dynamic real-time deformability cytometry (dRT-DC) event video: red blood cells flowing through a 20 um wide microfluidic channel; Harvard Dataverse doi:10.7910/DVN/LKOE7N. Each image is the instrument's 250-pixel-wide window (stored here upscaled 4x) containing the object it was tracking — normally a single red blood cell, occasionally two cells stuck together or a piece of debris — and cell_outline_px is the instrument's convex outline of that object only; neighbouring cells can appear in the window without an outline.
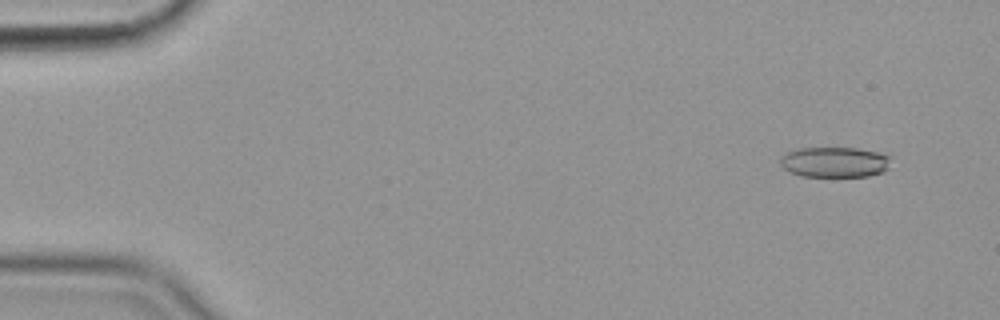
{"species": "common noctule bat (a hibernating species)", "species_latin": "Nyctalus noctula", "temperature_condition": "cold", "stored_images_in_passage": 55, "camera_frame_rate_fps": 3000, "um_per_image_px": 0.085, "animal": {"sex": "female", "body_mass_g": 19.9}, "frame": {"image": 1, "passage_image": 3, "time_ms": 0.667, "image_size_px": [1000, 320], "cell_outline_px": [[892, 156], [888, 168], [884, 172], [868, 176], [804, 176], [792, 172], [784, 168], [780, 164], [780, 160], [788, 152], [800, 148], [856, 148], [876, 152]], "centroid_in_image_um": [71.0, 13.78], "position_along_channel_um": 14.0, "area_um2": 19.42}}
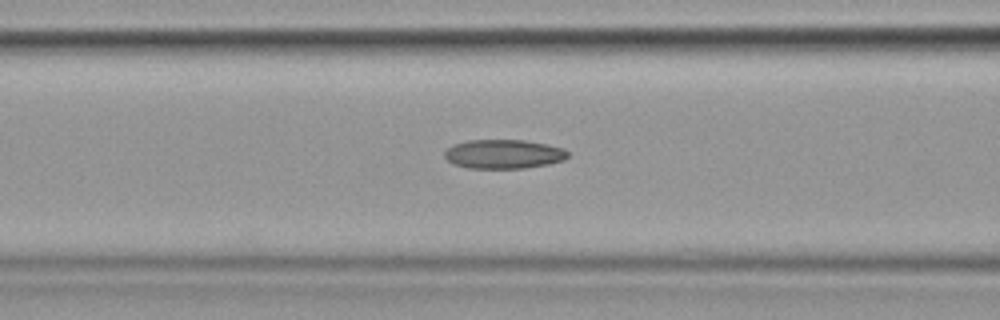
{"frame": {"image": 2, "passage_image": 22, "time_ms": 7.0, "image_size_px": [1000, 320], "cell_outline_px": [[568, 156], [564, 160], [548, 164], [524, 168], [468, 168], [456, 164], [448, 160], [444, 156], [444, 152], [448, 148], [456, 144], [468, 140], [524, 140], [564, 148], [568, 152]], "centroid_in_image_um": [42.83, 13.09], "position_along_channel_um": 123.8, "area_um2": 20.69}}
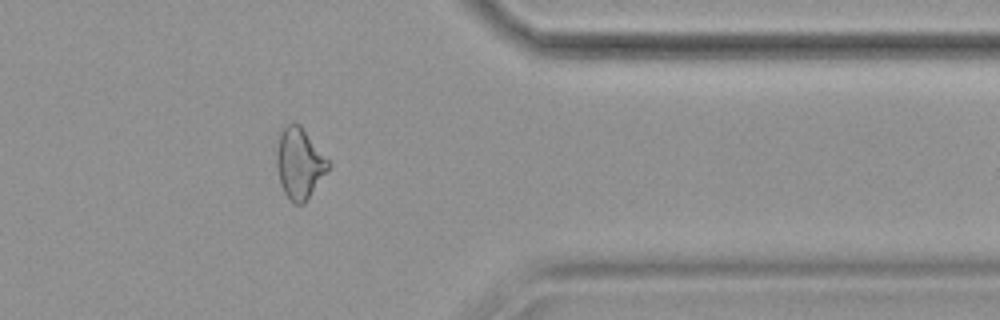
{"frame": {"image": 3, "passage_image": 45, "time_ms": 14.667, "image_size_px": [1000, 320], "cell_outline_px": [[332, 164], [304, 204], [296, 204], [284, 192], [280, 184], [276, 164], [276, 152], [280, 132], [292, 120], [300, 124]], "centroid_in_image_um": [25.45, 13.85], "position_along_channel_um": 385.9, "area_um2": 21.27}, "authors_computed_cell_mechanics": {"area_um2": 20.7502, "velocity_mm_per_s": 3.5861, "shape_relaxation_time_tau1_ms": null, "shape_relaxation_time_tau2_ms": 4.153, "deformation_change_tau1": null, "deformation_change_tau2": 0.1189}}